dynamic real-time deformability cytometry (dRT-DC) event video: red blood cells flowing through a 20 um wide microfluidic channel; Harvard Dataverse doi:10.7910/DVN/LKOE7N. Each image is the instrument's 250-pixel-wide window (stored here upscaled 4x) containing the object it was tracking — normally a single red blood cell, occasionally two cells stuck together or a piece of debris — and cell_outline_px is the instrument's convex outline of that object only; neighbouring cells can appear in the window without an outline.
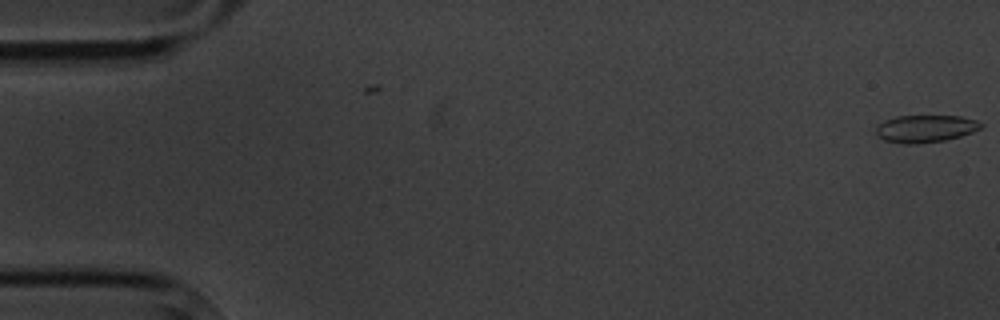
{"species": "common noctule bat (a hibernating species)", "species_latin": "Nyctalus noctula", "temperature_condition": "cold", "stored_images_in_passage": 2, "camera_frame_rate_fps": 3000, "um_per_image_px": 0.085, "animal": {"sex": "male", "body_mass_g": 20.1, "forearm_length_mm": 53.5}, "frame": {"image": 1, "passage_image": 2, "time_ms": 1.333, "image_size_px": [1000, 320], "cell_outline_px": [[984, 124], [980, 128], [972, 132], [960, 136], [944, 140], [916, 144], [904, 144], [884, 140], [876, 136], [876, 128], [884, 120], [896, 116], [960, 116], [976, 120]], "centroid_in_image_um": [78.64, 10.93], "position_along_channel_um": 6.4, "area_um2": 16.7}}